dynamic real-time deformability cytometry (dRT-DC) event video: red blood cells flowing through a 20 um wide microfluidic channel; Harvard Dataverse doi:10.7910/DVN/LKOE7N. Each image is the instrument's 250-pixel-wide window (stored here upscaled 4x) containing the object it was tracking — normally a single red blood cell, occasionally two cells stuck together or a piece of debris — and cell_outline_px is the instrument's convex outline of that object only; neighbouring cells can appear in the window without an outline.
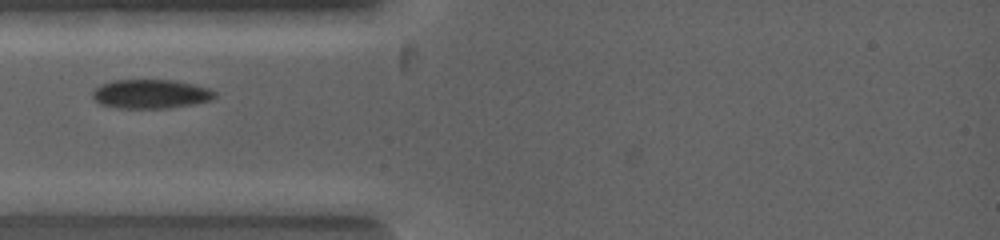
{"species": "common noctule bat (a hibernating species)", "species_latin": "Nyctalus noctula", "temperature_condition": "warm", "stored_images_in_passage": 7, "camera_frame_rate_fps": 5000, "um_per_image_px": 0.085, "animal": {"sex": "female", "body_mass_g": 19.0, "forearm_length_mm": 53.3}, "frame": {"image": 1, "passage_image": 6, "time_ms": 1.4, "image_size_px": [1000, 240], "cell_outline_px": [[216, 96], [208, 100], [192, 104], [164, 108], [116, 108], [100, 104], [92, 96], [92, 92], [96, 88], [104, 84], [116, 80], [172, 80], [192, 84], [208, 88]], "centroid_in_image_um": [12.77, 7.99], "position_along_channel_um": 72.2, "area_um2": 20.23}}